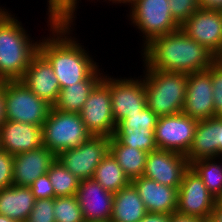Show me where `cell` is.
Segmentation results:
<instances>
[{
	"label": "cell",
	"instance_id": "2",
	"mask_svg": "<svg viewBox=\"0 0 222 222\" xmlns=\"http://www.w3.org/2000/svg\"><path fill=\"white\" fill-rule=\"evenodd\" d=\"M141 51L147 68L164 72L191 74L207 70L215 62L212 52L181 29L155 37Z\"/></svg>",
	"mask_w": 222,
	"mask_h": 222
},
{
	"label": "cell",
	"instance_id": "32",
	"mask_svg": "<svg viewBox=\"0 0 222 222\" xmlns=\"http://www.w3.org/2000/svg\"><path fill=\"white\" fill-rule=\"evenodd\" d=\"M158 116L148 107L138 113L128 115L116 128H130V130L155 129Z\"/></svg>",
	"mask_w": 222,
	"mask_h": 222
},
{
	"label": "cell",
	"instance_id": "30",
	"mask_svg": "<svg viewBox=\"0 0 222 222\" xmlns=\"http://www.w3.org/2000/svg\"><path fill=\"white\" fill-rule=\"evenodd\" d=\"M55 222H85L76 196L54 198Z\"/></svg>",
	"mask_w": 222,
	"mask_h": 222
},
{
	"label": "cell",
	"instance_id": "21",
	"mask_svg": "<svg viewBox=\"0 0 222 222\" xmlns=\"http://www.w3.org/2000/svg\"><path fill=\"white\" fill-rule=\"evenodd\" d=\"M221 142V117L198 121L195 135L187 154L189 164L203 158H218Z\"/></svg>",
	"mask_w": 222,
	"mask_h": 222
},
{
	"label": "cell",
	"instance_id": "33",
	"mask_svg": "<svg viewBox=\"0 0 222 222\" xmlns=\"http://www.w3.org/2000/svg\"><path fill=\"white\" fill-rule=\"evenodd\" d=\"M168 2L171 15L179 25L200 8L199 0H168Z\"/></svg>",
	"mask_w": 222,
	"mask_h": 222
},
{
	"label": "cell",
	"instance_id": "37",
	"mask_svg": "<svg viewBox=\"0 0 222 222\" xmlns=\"http://www.w3.org/2000/svg\"><path fill=\"white\" fill-rule=\"evenodd\" d=\"M29 187L36 200L55 198V192L48 174L38 177Z\"/></svg>",
	"mask_w": 222,
	"mask_h": 222
},
{
	"label": "cell",
	"instance_id": "3",
	"mask_svg": "<svg viewBox=\"0 0 222 222\" xmlns=\"http://www.w3.org/2000/svg\"><path fill=\"white\" fill-rule=\"evenodd\" d=\"M17 18L0 6V82L21 80L38 52L40 39L31 38Z\"/></svg>",
	"mask_w": 222,
	"mask_h": 222
},
{
	"label": "cell",
	"instance_id": "46",
	"mask_svg": "<svg viewBox=\"0 0 222 222\" xmlns=\"http://www.w3.org/2000/svg\"><path fill=\"white\" fill-rule=\"evenodd\" d=\"M0 222H16V221L0 214Z\"/></svg>",
	"mask_w": 222,
	"mask_h": 222
},
{
	"label": "cell",
	"instance_id": "34",
	"mask_svg": "<svg viewBox=\"0 0 222 222\" xmlns=\"http://www.w3.org/2000/svg\"><path fill=\"white\" fill-rule=\"evenodd\" d=\"M54 199H37L27 222H55Z\"/></svg>",
	"mask_w": 222,
	"mask_h": 222
},
{
	"label": "cell",
	"instance_id": "12",
	"mask_svg": "<svg viewBox=\"0 0 222 222\" xmlns=\"http://www.w3.org/2000/svg\"><path fill=\"white\" fill-rule=\"evenodd\" d=\"M138 78V79H137ZM111 78V106L116 126L128 115L138 113L146 106L143 78Z\"/></svg>",
	"mask_w": 222,
	"mask_h": 222
},
{
	"label": "cell",
	"instance_id": "4",
	"mask_svg": "<svg viewBox=\"0 0 222 222\" xmlns=\"http://www.w3.org/2000/svg\"><path fill=\"white\" fill-rule=\"evenodd\" d=\"M144 66L143 77L148 106L158 117L182 112L187 74L164 72Z\"/></svg>",
	"mask_w": 222,
	"mask_h": 222
},
{
	"label": "cell",
	"instance_id": "17",
	"mask_svg": "<svg viewBox=\"0 0 222 222\" xmlns=\"http://www.w3.org/2000/svg\"><path fill=\"white\" fill-rule=\"evenodd\" d=\"M21 81L53 107L61 89L51 64L39 51L31 58Z\"/></svg>",
	"mask_w": 222,
	"mask_h": 222
},
{
	"label": "cell",
	"instance_id": "43",
	"mask_svg": "<svg viewBox=\"0 0 222 222\" xmlns=\"http://www.w3.org/2000/svg\"><path fill=\"white\" fill-rule=\"evenodd\" d=\"M104 1H106V0H104ZM109 1V3L110 2H112V4L113 3H115V4H127L128 6H130L135 0H108Z\"/></svg>",
	"mask_w": 222,
	"mask_h": 222
},
{
	"label": "cell",
	"instance_id": "10",
	"mask_svg": "<svg viewBox=\"0 0 222 222\" xmlns=\"http://www.w3.org/2000/svg\"><path fill=\"white\" fill-rule=\"evenodd\" d=\"M198 121L180 112L158 117L154 130L158 149L186 155L191 147Z\"/></svg>",
	"mask_w": 222,
	"mask_h": 222
},
{
	"label": "cell",
	"instance_id": "16",
	"mask_svg": "<svg viewBox=\"0 0 222 222\" xmlns=\"http://www.w3.org/2000/svg\"><path fill=\"white\" fill-rule=\"evenodd\" d=\"M75 196L85 222H110L114 193L93 179H85L79 182Z\"/></svg>",
	"mask_w": 222,
	"mask_h": 222
},
{
	"label": "cell",
	"instance_id": "14",
	"mask_svg": "<svg viewBox=\"0 0 222 222\" xmlns=\"http://www.w3.org/2000/svg\"><path fill=\"white\" fill-rule=\"evenodd\" d=\"M189 167L185 155L157 149L147 154L143 176L162 185L179 189L183 175Z\"/></svg>",
	"mask_w": 222,
	"mask_h": 222
},
{
	"label": "cell",
	"instance_id": "8",
	"mask_svg": "<svg viewBox=\"0 0 222 222\" xmlns=\"http://www.w3.org/2000/svg\"><path fill=\"white\" fill-rule=\"evenodd\" d=\"M107 75L105 76L104 72L102 80L91 91L79 114L92 136L111 138L116 123L111 106L110 76Z\"/></svg>",
	"mask_w": 222,
	"mask_h": 222
},
{
	"label": "cell",
	"instance_id": "41",
	"mask_svg": "<svg viewBox=\"0 0 222 222\" xmlns=\"http://www.w3.org/2000/svg\"><path fill=\"white\" fill-rule=\"evenodd\" d=\"M5 121L4 81L0 82V126Z\"/></svg>",
	"mask_w": 222,
	"mask_h": 222
},
{
	"label": "cell",
	"instance_id": "38",
	"mask_svg": "<svg viewBox=\"0 0 222 222\" xmlns=\"http://www.w3.org/2000/svg\"><path fill=\"white\" fill-rule=\"evenodd\" d=\"M139 222H170L169 214L147 213Z\"/></svg>",
	"mask_w": 222,
	"mask_h": 222
},
{
	"label": "cell",
	"instance_id": "26",
	"mask_svg": "<svg viewBox=\"0 0 222 222\" xmlns=\"http://www.w3.org/2000/svg\"><path fill=\"white\" fill-rule=\"evenodd\" d=\"M92 179L98 182L105 190L112 193L118 192L131 183L110 152L96 167Z\"/></svg>",
	"mask_w": 222,
	"mask_h": 222
},
{
	"label": "cell",
	"instance_id": "6",
	"mask_svg": "<svg viewBox=\"0 0 222 222\" xmlns=\"http://www.w3.org/2000/svg\"><path fill=\"white\" fill-rule=\"evenodd\" d=\"M5 120L43 126L51 105L37 97L21 80L4 81Z\"/></svg>",
	"mask_w": 222,
	"mask_h": 222
},
{
	"label": "cell",
	"instance_id": "44",
	"mask_svg": "<svg viewBox=\"0 0 222 222\" xmlns=\"http://www.w3.org/2000/svg\"><path fill=\"white\" fill-rule=\"evenodd\" d=\"M215 62L222 66V46L220 48V50L215 54Z\"/></svg>",
	"mask_w": 222,
	"mask_h": 222
},
{
	"label": "cell",
	"instance_id": "47",
	"mask_svg": "<svg viewBox=\"0 0 222 222\" xmlns=\"http://www.w3.org/2000/svg\"><path fill=\"white\" fill-rule=\"evenodd\" d=\"M218 202L222 205V197L218 200Z\"/></svg>",
	"mask_w": 222,
	"mask_h": 222
},
{
	"label": "cell",
	"instance_id": "40",
	"mask_svg": "<svg viewBox=\"0 0 222 222\" xmlns=\"http://www.w3.org/2000/svg\"><path fill=\"white\" fill-rule=\"evenodd\" d=\"M199 6L205 10H220L222 8V0H199Z\"/></svg>",
	"mask_w": 222,
	"mask_h": 222
},
{
	"label": "cell",
	"instance_id": "25",
	"mask_svg": "<svg viewBox=\"0 0 222 222\" xmlns=\"http://www.w3.org/2000/svg\"><path fill=\"white\" fill-rule=\"evenodd\" d=\"M109 152L117 160L130 181L143 176L148 152L121 145L113 137L110 138Z\"/></svg>",
	"mask_w": 222,
	"mask_h": 222
},
{
	"label": "cell",
	"instance_id": "19",
	"mask_svg": "<svg viewBox=\"0 0 222 222\" xmlns=\"http://www.w3.org/2000/svg\"><path fill=\"white\" fill-rule=\"evenodd\" d=\"M148 213L173 214L177 210L178 188L165 186L145 176L131 181Z\"/></svg>",
	"mask_w": 222,
	"mask_h": 222
},
{
	"label": "cell",
	"instance_id": "28",
	"mask_svg": "<svg viewBox=\"0 0 222 222\" xmlns=\"http://www.w3.org/2000/svg\"><path fill=\"white\" fill-rule=\"evenodd\" d=\"M55 197L75 196L80 180L56 159L47 172Z\"/></svg>",
	"mask_w": 222,
	"mask_h": 222
},
{
	"label": "cell",
	"instance_id": "39",
	"mask_svg": "<svg viewBox=\"0 0 222 222\" xmlns=\"http://www.w3.org/2000/svg\"><path fill=\"white\" fill-rule=\"evenodd\" d=\"M170 222H206V220L195 216L182 215L175 212L170 215Z\"/></svg>",
	"mask_w": 222,
	"mask_h": 222
},
{
	"label": "cell",
	"instance_id": "42",
	"mask_svg": "<svg viewBox=\"0 0 222 222\" xmlns=\"http://www.w3.org/2000/svg\"><path fill=\"white\" fill-rule=\"evenodd\" d=\"M209 222H222V205L219 202L214 206Z\"/></svg>",
	"mask_w": 222,
	"mask_h": 222
},
{
	"label": "cell",
	"instance_id": "31",
	"mask_svg": "<svg viewBox=\"0 0 222 222\" xmlns=\"http://www.w3.org/2000/svg\"><path fill=\"white\" fill-rule=\"evenodd\" d=\"M79 1L81 0H47L48 28L49 25H53L55 22L75 23Z\"/></svg>",
	"mask_w": 222,
	"mask_h": 222
},
{
	"label": "cell",
	"instance_id": "5",
	"mask_svg": "<svg viewBox=\"0 0 222 222\" xmlns=\"http://www.w3.org/2000/svg\"><path fill=\"white\" fill-rule=\"evenodd\" d=\"M43 146L56 156L67 149L80 146L92 135L79 113L62 112L51 107L42 126Z\"/></svg>",
	"mask_w": 222,
	"mask_h": 222
},
{
	"label": "cell",
	"instance_id": "9",
	"mask_svg": "<svg viewBox=\"0 0 222 222\" xmlns=\"http://www.w3.org/2000/svg\"><path fill=\"white\" fill-rule=\"evenodd\" d=\"M109 151V137L91 136L80 146L60 152L56 159L81 181L92 179L96 167Z\"/></svg>",
	"mask_w": 222,
	"mask_h": 222
},
{
	"label": "cell",
	"instance_id": "7",
	"mask_svg": "<svg viewBox=\"0 0 222 222\" xmlns=\"http://www.w3.org/2000/svg\"><path fill=\"white\" fill-rule=\"evenodd\" d=\"M129 7L127 17L131 25L141 31L144 41L142 47L157 36L180 29L171 15L168 0H135Z\"/></svg>",
	"mask_w": 222,
	"mask_h": 222
},
{
	"label": "cell",
	"instance_id": "13",
	"mask_svg": "<svg viewBox=\"0 0 222 222\" xmlns=\"http://www.w3.org/2000/svg\"><path fill=\"white\" fill-rule=\"evenodd\" d=\"M182 113L197 121L215 117L211 66L207 70L187 74Z\"/></svg>",
	"mask_w": 222,
	"mask_h": 222
},
{
	"label": "cell",
	"instance_id": "11",
	"mask_svg": "<svg viewBox=\"0 0 222 222\" xmlns=\"http://www.w3.org/2000/svg\"><path fill=\"white\" fill-rule=\"evenodd\" d=\"M217 202L218 200L208 191L202 179L189 167L178 189L176 212L209 221Z\"/></svg>",
	"mask_w": 222,
	"mask_h": 222
},
{
	"label": "cell",
	"instance_id": "22",
	"mask_svg": "<svg viewBox=\"0 0 222 222\" xmlns=\"http://www.w3.org/2000/svg\"><path fill=\"white\" fill-rule=\"evenodd\" d=\"M35 201L30 187L9 186L0 191V214L16 222H27Z\"/></svg>",
	"mask_w": 222,
	"mask_h": 222
},
{
	"label": "cell",
	"instance_id": "15",
	"mask_svg": "<svg viewBox=\"0 0 222 222\" xmlns=\"http://www.w3.org/2000/svg\"><path fill=\"white\" fill-rule=\"evenodd\" d=\"M180 29L214 55L222 46V15L220 10L199 8L180 25Z\"/></svg>",
	"mask_w": 222,
	"mask_h": 222
},
{
	"label": "cell",
	"instance_id": "35",
	"mask_svg": "<svg viewBox=\"0 0 222 222\" xmlns=\"http://www.w3.org/2000/svg\"><path fill=\"white\" fill-rule=\"evenodd\" d=\"M211 80L213 84L214 114L222 117V66L214 62L211 65Z\"/></svg>",
	"mask_w": 222,
	"mask_h": 222
},
{
	"label": "cell",
	"instance_id": "1",
	"mask_svg": "<svg viewBox=\"0 0 222 222\" xmlns=\"http://www.w3.org/2000/svg\"><path fill=\"white\" fill-rule=\"evenodd\" d=\"M74 25V22H55L50 25V35L38 45V51L51 64L60 89L86 80L99 67L78 39L71 36Z\"/></svg>",
	"mask_w": 222,
	"mask_h": 222
},
{
	"label": "cell",
	"instance_id": "45",
	"mask_svg": "<svg viewBox=\"0 0 222 222\" xmlns=\"http://www.w3.org/2000/svg\"><path fill=\"white\" fill-rule=\"evenodd\" d=\"M218 157L222 158V117H221V142H219Z\"/></svg>",
	"mask_w": 222,
	"mask_h": 222
},
{
	"label": "cell",
	"instance_id": "18",
	"mask_svg": "<svg viewBox=\"0 0 222 222\" xmlns=\"http://www.w3.org/2000/svg\"><path fill=\"white\" fill-rule=\"evenodd\" d=\"M43 146L42 127L5 120L0 126V149L11 155L36 150Z\"/></svg>",
	"mask_w": 222,
	"mask_h": 222
},
{
	"label": "cell",
	"instance_id": "24",
	"mask_svg": "<svg viewBox=\"0 0 222 222\" xmlns=\"http://www.w3.org/2000/svg\"><path fill=\"white\" fill-rule=\"evenodd\" d=\"M148 213L132 183L114 193L110 222H139Z\"/></svg>",
	"mask_w": 222,
	"mask_h": 222
},
{
	"label": "cell",
	"instance_id": "27",
	"mask_svg": "<svg viewBox=\"0 0 222 222\" xmlns=\"http://www.w3.org/2000/svg\"><path fill=\"white\" fill-rule=\"evenodd\" d=\"M218 161H215L217 160ZM222 158H203L190 163L208 191L219 200L222 197ZM221 160V162L219 161Z\"/></svg>",
	"mask_w": 222,
	"mask_h": 222
},
{
	"label": "cell",
	"instance_id": "20",
	"mask_svg": "<svg viewBox=\"0 0 222 222\" xmlns=\"http://www.w3.org/2000/svg\"><path fill=\"white\" fill-rule=\"evenodd\" d=\"M56 155L42 146L13 155V185L29 187L38 177L47 174Z\"/></svg>",
	"mask_w": 222,
	"mask_h": 222
},
{
	"label": "cell",
	"instance_id": "29",
	"mask_svg": "<svg viewBox=\"0 0 222 222\" xmlns=\"http://www.w3.org/2000/svg\"><path fill=\"white\" fill-rule=\"evenodd\" d=\"M155 129L130 130V128H116L112 136L119 144L127 145L145 152L157 150Z\"/></svg>",
	"mask_w": 222,
	"mask_h": 222
},
{
	"label": "cell",
	"instance_id": "36",
	"mask_svg": "<svg viewBox=\"0 0 222 222\" xmlns=\"http://www.w3.org/2000/svg\"><path fill=\"white\" fill-rule=\"evenodd\" d=\"M13 185V155L0 149V191Z\"/></svg>",
	"mask_w": 222,
	"mask_h": 222
},
{
	"label": "cell",
	"instance_id": "23",
	"mask_svg": "<svg viewBox=\"0 0 222 222\" xmlns=\"http://www.w3.org/2000/svg\"><path fill=\"white\" fill-rule=\"evenodd\" d=\"M100 70L98 67L86 80L61 89L53 108L62 112L79 113L91 91L104 76Z\"/></svg>",
	"mask_w": 222,
	"mask_h": 222
}]
</instances>
